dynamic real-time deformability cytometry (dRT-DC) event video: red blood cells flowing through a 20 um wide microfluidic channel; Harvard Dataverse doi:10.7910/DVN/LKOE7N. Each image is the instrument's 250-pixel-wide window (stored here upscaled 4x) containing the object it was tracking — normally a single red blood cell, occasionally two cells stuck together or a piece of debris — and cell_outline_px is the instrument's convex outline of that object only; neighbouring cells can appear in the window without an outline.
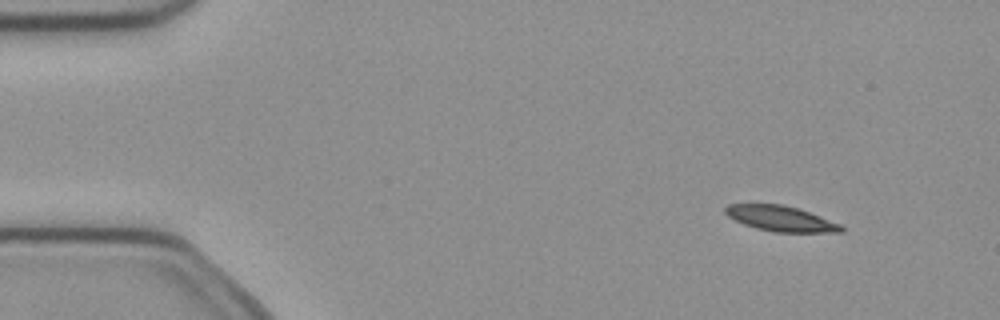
{"species": "common noctule bat (a hibernating species)", "species_latin": "Nyctalus noctula", "temperature_condition": "cold", "stored_images_in_passage": 3, "camera_frame_rate_fps": 3000, "um_per_image_px": 0.085, "animal": {"sex": "female", "body_mass_g": 21.9}, "frame": {"image": 1, "passage_image": 1, "time_ms": 0.0, "image_size_px": [1000, 320], "cell_outline_px": [[844, 232], [772, 232], [756, 228], [744, 224], [728, 216], [724, 212], [724, 208], [728, 204], [780, 204], [796, 208], [820, 216], [840, 224], [844, 228]], "centroid_in_image_um": [66.35, 18.58], "position_along_channel_um": 18.7, "area_um2": 16.99}}